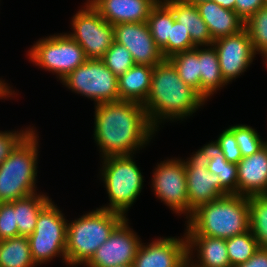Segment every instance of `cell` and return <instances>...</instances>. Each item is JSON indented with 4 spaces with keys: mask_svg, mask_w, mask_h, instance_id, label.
<instances>
[{
    "mask_svg": "<svg viewBox=\"0 0 267 267\" xmlns=\"http://www.w3.org/2000/svg\"><path fill=\"white\" fill-rule=\"evenodd\" d=\"M28 236L0 240V267H36Z\"/></svg>",
    "mask_w": 267,
    "mask_h": 267,
    "instance_id": "26",
    "label": "cell"
},
{
    "mask_svg": "<svg viewBox=\"0 0 267 267\" xmlns=\"http://www.w3.org/2000/svg\"><path fill=\"white\" fill-rule=\"evenodd\" d=\"M114 39L130 51L135 64L155 66L164 60L146 22L114 25Z\"/></svg>",
    "mask_w": 267,
    "mask_h": 267,
    "instance_id": "16",
    "label": "cell"
},
{
    "mask_svg": "<svg viewBox=\"0 0 267 267\" xmlns=\"http://www.w3.org/2000/svg\"><path fill=\"white\" fill-rule=\"evenodd\" d=\"M249 230L260 248L267 249V195L248 196Z\"/></svg>",
    "mask_w": 267,
    "mask_h": 267,
    "instance_id": "29",
    "label": "cell"
},
{
    "mask_svg": "<svg viewBox=\"0 0 267 267\" xmlns=\"http://www.w3.org/2000/svg\"><path fill=\"white\" fill-rule=\"evenodd\" d=\"M199 67L200 95L208 101L217 90L228 84L222 76L218 54L213 45L199 46Z\"/></svg>",
    "mask_w": 267,
    "mask_h": 267,
    "instance_id": "23",
    "label": "cell"
},
{
    "mask_svg": "<svg viewBox=\"0 0 267 267\" xmlns=\"http://www.w3.org/2000/svg\"><path fill=\"white\" fill-rule=\"evenodd\" d=\"M67 222L65 215L52 199L41 209L35 230L28 236L31 256L36 265L47 264L56 257H61L67 265Z\"/></svg>",
    "mask_w": 267,
    "mask_h": 267,
    "instance_id": "7",
    "label": "cell"
},
{
    "mask_svg": "<svg viewBox=\"0 0 267 267\" xmlns=\"http://www.w3.org/2000/svg\"><path fill=\"white\" fill-rule=\"evenodd\" d=\"M244 28L257 54L267 49V4L245 21Z\"/></svg>",
    "mask_w": 267,
    "mask_h": 267,
    "instance_id": "31",
    "label": "cell"
},
{
    "mask_svg": "<svg viewBox=\"0 0 267 267\" xmlns=\"http://www.w3.org/2000/svg\"><path fill=\"white\" fill-rule=\"evenodd\" d=\"M94 106L93 139L102 159L134 155L147 146L157 132L141 103L118 100Z\"/></svg>",
    "mask_w": 267,
    "mask_h": 267,
    "instance_id": "1",
    "label": "cell"
},
{
    "mask_svg": "<svg viewBox=\"0 0 267 267\" xmlns=\"http://www.w3.org/2000/svg\"><path fill=\"white\" fill-rule=\"evenodd\" d=\"M236 267H267V249L259 247L248 261Z\"/></svg>",
    "mask_w": 267,
    "mask_h": 267,
    "instance_id": "39",
    "label": "cell"
},
{
    "mask_svg": "<svg viewBox=\"0 0 267 267\" xmlns=\"http://www.w3.org/2000/svg\"><path fill=\"white\" fill-rule=\"evenodd\" d=\"M205 103L206 100L179 77L168 59L153 66L150 90L142 105L157 131L163 121H183Z\"/></svg>",
    "mask_w": 267,
    "mask_h": 267,
    "instance_id": "2",
    "label": "cell"
},
{
    "mask_svg": "<svg viewBox=\"0 0 267 267\" xmlns=\"http://www.w3.org/2000/svg\"><path fill=\"white\" fill-rule=\"evenodd\" d=\"M226 247L231 267L248 261L259 249L258 242L250 230L226 239Z\"/></svg>",
    "mask_w": 267,
    "mask_h": 267,
    "instance_id": "30",
    "label": "cell"
},
{
    "mask_svg": "<svg viewBox=\"0 0 267 267\" xmlns=\"http://www.w3.org/2000/svg\"><path fill=\"white\" fill-rule=\"evenodd\" d=\"M185 267H194V266H192V265L187 261Z\"/></svg>",
    "mask_w": 267,
    "mask_h": 267,
    "instance_id": "45",
    "label": "cell"
},
{
    "mask_svg": "<svg viewBox=\"0 0 267 267\" xmlns=\"http://www.w3.org/2000/svg\"><path fill=\"white\" fill-rule=\"evenodd\" d=\"M211 143L223 153L229 163L237 164L243 157L234 134L227 128Z\"/></svg>",
    "mask_w": 267,
    "mask_h": 267,
    "instance_id": "35",
    "label": "cell"
},
{
    "mask_svg": "<svg viewBox=\"0 0 267 267\" xmlns=\"http://www.w3.org/2000/svg\"><path fill=\"white\" fill-rule=\"evenodd\" d=\"M10 88L12 87L8 86V83L0 78V99H7L6 97H11L16 94L15 91Z\"/></svg>",
    "mask_w": 267,
    "mask_h": 267,
    "instance_id": "40",
    "label": "cell"
},
{
    "mask_svg": "<svg viewBox=\"0 0 267 267\" xmlns=\"http://www.w3.org/2000/svg\"><path fill=\"white\" fill-rule=\"evenodd\" d=\"M60 82L95 105L119 100L118 77L101 59H88Z\"/></svg>",
    "mask_w": 267,
    "mask_h": 267,
    "instance_id": "9",
    "label": "cell"
},
{
    "mask_svg": "<svg viewBox=\"0 0 267 267\" xmlns=\"http://www.w3.org/2000/svg\"><path fill=\"white\" fill-rule=\"evenodd\" d=\"M196 6L213 40L244 29L245 22L235 11L223 8L214 1L200 2Z\"/></svg>",
    "mask_w": 267,
    "mask_h": 267,
    "instance_id": "20",
    "label": "cell"
},
{
    "mask_svg": "<svg viewBox=\"0 0 267 267\" xmlns=\"http://www.w3.org/2000/svg\"><path fill=\"white\" fill-rule=\"evenodd\" d=\"M159 0H92L90 4L113 26L119 23L147 22Z\"/></svg>",
    "mask_w": 267,
    "mask_h": 267,
    "instance_id": "17",
    "label": "cell"
},
{
    "mask_svg": "<svg viewBox=\"0 0 267 267\" xmlns=\"http://www.w3.org/2000/svg\"><path fill=\"white\" fill-rule=\"evenodd\" d=\"M33 129L29 126L20 131H0V164Z\"/></svg>",
    "mask_w": 267,
    "mask_h": 267,
    "instance_id": "37",
    "label": "cell"
},
{
    "mask_svg": "<svg viewBox=\"0 0 267 267\" xmlns=\"http://www.w3.org/2000/svg\"><path fill=\"white\" fill-rule=\"evenodd\" d=\"M153 66L135 64L118 77L119 100L143 104L150 90Z\"/></svg>",
    "mask_w": 267,
    "mask_h": 267,
    "instance_id": "22",
    "label": "cell"
},
{
    "mask_svg": "<svg viewBox=\"0 0 267 267\" xmlns=\"http://www.w3.org/2000/svg\"><path fill=\"white\" fill-rule=\"evenodd\" d=\"M101 60L117 77L123 75L135 65L130 51L115 41Z\"/></svg>",
    "mask_w": 267,
    "mask_h": 267,
    "instance_id": "33",
    "label": "cell"
},
{
    "mask_svg": "<svg viewBox=\"0 0 267 267\" xmlns=\"http://www.w3.org/2000/svg\"><path fill=\"white\" fill-rule=\"evenodd\" d=\"M208 171L218 175L220 190L225 194L238 195V172L237 165L229 163L223 153L210 142V161Z\"/></svg>",
    "mask_w": 267,
    "mask_h": 267,
    "instance_id": "27",
    "label": "cell"
},
{
    "mask_svg": "<svg viewBox=\"0 0 267 267\" xmlns=\"http://www.w3.org/2000/svg\"><path fill=\"white\" fill-rule=\"evenodd\" d=\"M212 45L218 54L222 76L228 84L250 67L257 54L245 28L214 40Z\"/></svg>",
    "mask_w": 267,
    "mask_h": 267,
    "instance_id": "14",
    "label": "cell"
},
{
    "mask_svg": "<svg viewBox=\"0 0 267 267\" xmlns=\"http://www.w3.org/2000/svg\"><path fill=\"white\" fill-rule=\"evenodd\" d=\"M71 19L73 32L67 33L85 52L87 59H102L114 39V26L90 4L84 3Z\"/></svg>",
    "mask_w": 267,
    "mask_h": 267,
    "instance_id": "10",
    "label": "cell"
},
{
    "mask_svg": "<svg viewBox=\"0 0 267 267\" xmlns=\"http://www.w3.org/2000/svg\"><path fill=\"white\" fill-rule=\"evenodd\" d=\"M50 200L40 192L14 201L18 236H29L34 232L39 213Z\"/></svg>",
    "mask_w": 267,
    "mask_h": 267,
    "instance_id": "24",
    "label": "cell"
},
{
    "mask_svg": "<svg viewBox=\"0 0 267 267\" xmlns=\"http://www.w3.org/2000/svg\"><path fill=\"white\" fill-rule=\"evenodd\" d=\"M32 130L0 164V203L37 193L38 141Z\"/></svg>",
    "mask_w": 267,
    "mask_h": 267,
    "instance_id": "5",
    "label": "cell"
},
{
    "mask_svg": "<svg viewBox=\"0 0 267 267\" xmlns=\"http://www.w3.org/2000/svg\"><path fill=\"white\" fill-rule=\"evenodd\" d=\"M133 155L103 158L101 179L106 188L109 202L100 208L127 216V212L140 195L144 177L134 161Z\"/></svg>",
    "mask_w": 267,
    "mask_h": 267,
    "instance_id": "6",
    "label": "cell"
},
{
    "mask_svg": "<svg viewBox=\"0 0 267 267\" xmlns=\"http://www.w3.org/2000/svg\"><path fill=\"white\" fill-rule=\"evenodd\" d=\"M173 12L175 20L189 31L192 42L196 46H211L213 39L208 27L200 16L198 7L180 0H162Z\"/></svg>",
    "mask_w": 267,
    "mask_h": 267,
    "instance_id": "21",
    "label": "cell"
},
{
    "mask_svg": "<svg viewBox=\"0 0 267 267\" xmlns=\"http://www.w3.org/2000/svg\"><path fill=\"white\" fill-rule=\"evenodd\" d=\"M183 237H160L148 245L141 242L134 267H185L188 251L186 235Z\"/></svg>",
    "mask_w": 267,
    "mask_h": 267,
    "instance_id": "15",
    "label": "cell"
},
{
    "mask_svg": "<svg viewBox=\"0 0 267 267\" xmlns=\"http://www.w3.org/2000/svg\"><path fill=\"white\" fill-rule=\"evenodd\" d=\"M185 235L229 239L249 230L248 197L229 194L202 204L187 218Z\"/></svg>",
    "mask_w": 267,
    "mask_h": 267,
    "instance_id": "3",
    "label": "cell"
},
{
    "mask_svg": "<svg viewBox=\"0 0 267 267\" xmlns=\"http://www.w3.org/2000/svg\"><path fill=\"white\" fill-rule=\"evenodd\" d=\"M223 8L235 11L236 0H212Z\"/></svg>",
    "mask_w": 267,
    "mask_h": 267,
    "instance_id": "41",
    "label": "cell"
},
{
    "mask_svg": "<svg viewBox=\"0 0 267 267\" xmlns=\"http://www.w3.org/2000/svg\"><path fill=\"white\" fill-rule=\"evenodd\" d=\"M152 187L156 198L164 202L170 210L189 217L185 162L171 158L157 164L153 170Z\"/></svg>",
    "mask_w": 267,
    "mask_h": 267,
    "instance_id": "12",
    "label": "cell"
},
{
    "mask_svg": "<svg viewBox=\"0 0 267 267\" xmlns=\"http://www.w3.org/2000/svg\"><path fill=\"white\" fill-rule=\"evenodd\" d=\"M174 20L175 17L172 10L162 0H159L151 9L146 22L164 59H168V37Z\"/></svg>",
    "mask_w": 267,
    "mask_h": 267,
    "instance_id": "25",
    "label": "cell"
},
{
    "mask_svg": "<svg viewBox=\"0 0 267 267\" xmlns=\"http://www.w3.org/2000/svg\"><path fill=\"white\" fill-rule=\"evenodd\" d=\"M112 267H134V264L130 263V264H123V265L112 266Z\"/></svg>",
    "mask_w": 267,
    "mask_h": 267,
    "instance_id": "44",
    "label": "cell"
},
{
    "mask_svg": "<svg viewBox=\"0 0 267 267\" xmlns=\"http://www.w3.org/2000/svg\"><path fill=\"white\" fill-rule=\"evenodd\" d=\"M186 240L188 262L192 266L231 267L227 254L226 239L203 235H186ZM194 253H197L196 257L198 259L195 258Z\"/></svg>",
    "mask_w": 267,
    "mask_h": 267,
    "instance_id": "19",
    "label": "cell"
},
{
    "mask_svg": "<svg viewBox=\"0 0 267 267\" xmlns=\"http://www.w3.org/2000/svg\"><path fill=\"white\" fill-rule=\"evenodd\" d=\"M196 45L192 42L189 31H186L181 23L174 20L168 37V59L184 51L194 49Z\"/></svg>",
    "mask_w": 267,
    "mask_h": 267,
    "instance_id": "34",
    "label": "cell"
},
{
    "mask_svg": "<svg viewBox=\"0 0 267 267\" xmlns=\"http://www.w3.org/2000/svg\"><path fill=\"white\" fill-rule=\"evenodd\" d=\"M168 60L177 70L179 77L200 94L199 46L177 53Z\"/></svg>",
    "mask_w": 267,
    "mask_h": 267,
    "instance_id": "28",
    "label": "cell"
},
{
    "mask_svg": "<svg viewBox=\"0 0 267 267\" xmlns=\"http://www.w3.org/2000/svg\"><path fill=\"white\" fill-rule=\"evenodd\" d=\"M28 56L33 64L56 74L60 81L88 60L83 48L67 32L39 39Z\"/></svg>",
    "mask_w": 267,
    "mask_h": 267,
    "instance_id": "8",
    "label": "cell"
},
{
    "mask_svg": "<svg viewBox=\"0 0 267 267\" xmlns=\"http://www.w3.org/2000/svg\"><path fill=\"white\" fill-rule=\"evenodd\" d=\"M267 4V0H236L235 12L245 22L254 13H256L263 5Z\"/></svg>",
    "mask_w": 267,
    "mask_h": 267,
    "instance_id": "38",
    "label": "cell"
},
{
    "mask_svg": "<svg viewBox=\"0 0 267 267\" xmlns=\"http://www.w3.org/2000/svg\"><path fill=\"white\" fill-rule=\"evenodd\" d=\"M18 236L14 201L0 203V240Z\"/></svg>",
    "mask_w": 267,
    "mask_h": 267,
    "instance_id": "36",
    "label": "cell"
},
{
    "mask_svg": "<svg viewBox=\"0 0 267 267\" xmlns=\"http://www.w3.org/2000/svg\"><path fill=\"white\" fill-rule=\"evenodd\" d=\"M228 129L234 134L242 157L257 153L266 145V141L262 140L259 133L250 125H231Z\"/></svg>",
    "mask_w": 267,
    "mask_h": 267,
    "instance_id": "32",
    "label": "cell"
},
{
    "mask_svg": "<svg viewBox=\"0 0 267 267\" xmlns=\"http://www.w3.org/2000/svg\"><path fill=\"white\" fill-rule=\"evenodd\" d=\"M210 161V143L195 151L186 159V184L189 204V216L202 204L219 199L225 194L220 190L218 175L208 171Z\"/></svg>",
    "mask_w": 267,
    "mask_h": 267,
    "instance_id": "11",
    "label": "cell"
},
{
    "mask_svg": "<svg viewBox=\"0 0 267 267\" xmlns=\"http://www.w3.org/2000/svg\"><path fill=\"white\" fill-rule=\"evenodd\" d=\"M180 1L196 5L200 2H206V1H212V0H180Z\"/></svg>",
    "mask_w": 267,
    "mask_h": 267,
    "instance_id": "42",
    "label": "cell"
},
{
    "mask_svg": "<svg viewBox=\"0 0 267 267\" xmlns=\"http://www.w3.org/2000/svg\"><path fill=\"white\" fill-rule=\"evenodd\" d=\"M125 218L110 237L96 250L85 265L87 267H112L134 262L141 244L140 237L129 226Z\"/></svg>",
    "mask_w": 267,
    "mask_h": 267,
    "instance_id": "13",
    "label": "cell"
},
{
    "mask_svg": "<svg viewBox=\"0 0 267 267\" xmlns=\"http://www.w3.org/2000/svg\"><path fill=\"white\" fill-rule=\"evenodd\" d=\"M125 218L120 213L99 207L68 221L65 248L67 266H85Z\"/></svg>",
    "mask_w": 267,
    "mask_h": 267,
    "instance_id": "4",
    "label": "cell"
},
{
    "mask_svg": "<svg viewBox=\"0 0 267 267\" xmlns=\"http://www.w3.org/2000/svg\"><path fill=\"white\" fill-rule=\"evenodd\" d=\"M260 55L262 56L264 63L266 64V67H267V49H265L263 52L260 53Z\"/></svg>",
    "mask_w": 267,
    "mask_h": 267,
    "instance_id": "43",
    "label": "cell"
},
{
    "mask_svg": "<svg viewBox=\"0 0 267 267\" xmlns=\"http://www.w3.org/2000/svg\"><path fill=\"white\" fill-rule=\"evenodd\" d=\"M238 195H267V144L237 164Z\"/></svg>",
    "mask_w": 267,
    "mask_h": 267,
    "instance_id": "18",
    "label": "cell"
}]
</instances>
